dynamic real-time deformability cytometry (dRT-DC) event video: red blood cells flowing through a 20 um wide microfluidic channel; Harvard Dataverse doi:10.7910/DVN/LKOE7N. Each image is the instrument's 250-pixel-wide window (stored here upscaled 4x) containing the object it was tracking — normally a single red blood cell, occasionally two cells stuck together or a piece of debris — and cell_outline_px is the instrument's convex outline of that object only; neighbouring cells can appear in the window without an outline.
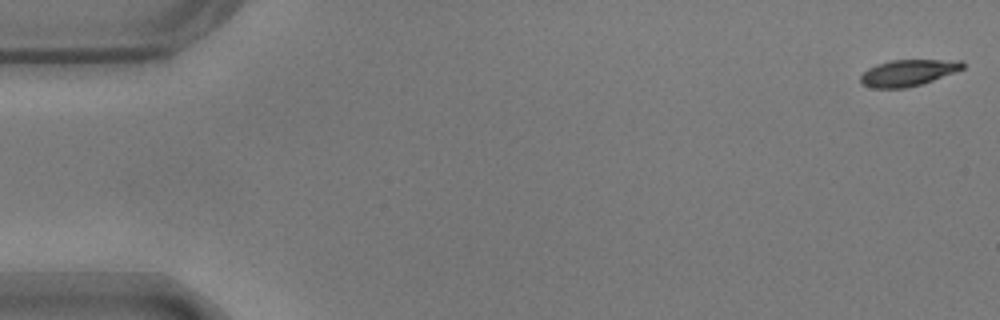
{"species": "common noctule bat (a hibernating species)", "species_latin": "Nyctalus noctula", "temperature_condition": "warm", "stored_images_in_passage": 56, "camera_frame_rate_fps": 3000, "um_per_image_px": 0.085, "animal": {"sex": "male", "body_mass_g": 17.9}, "frame": {"image": 1, "passage_image": 1, "time_ms": 0.0, "image_size_px": [1000, 320], "cell_outline_px": [[964, 68], [932, 80], [908, 88], [872, 88], [864, 84], [860, 80], [860, 76], [868, 68], [876, 64], [892, 60], [964, 60]], "centroid_in_image_um": [77.17, 6.18], "position_along_channel_um": 7.8, "area_um2": 15.55}}
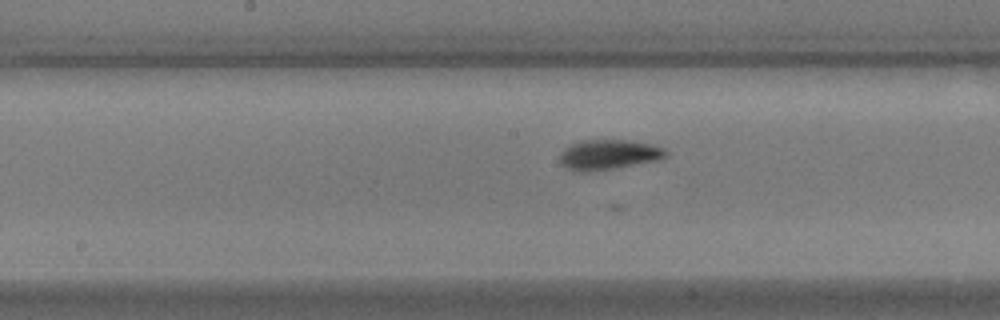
{"frame": {"image": 2, "passage_image": 28, "time_ms": 9.0, "image_size_px": [1000, 320], "cell_outline_px": [[668, 156], [656, 160], [612, 168], [588, 172], [572, 172], [560, 164], [560, 152], [564, 148], [580, 140], [628, 140], [652, 144], [664, 148], [668, 152]], "centroid_in_image_um": [51.68, 13.14], "position_along_channel_um": 196.5, "area_um2": 18.61}}
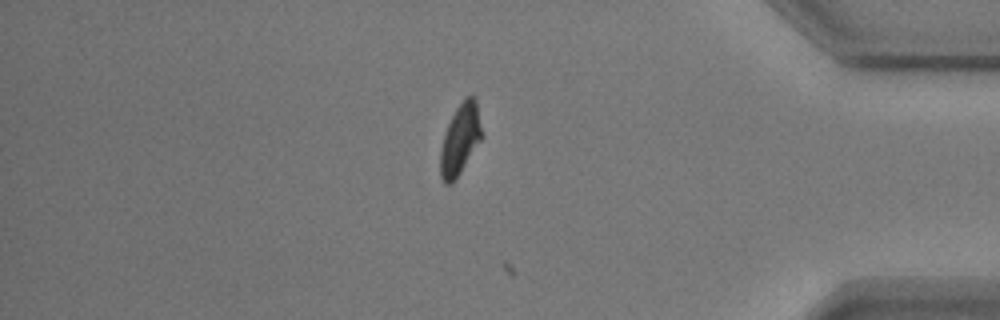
{"frame": {"image": 3, "passage_image": 47, "time_ms": 15.333, "image_size_px": [1000, 320], "cell_outline_px": [[484, 136], [456, 180], [452, 184], [444, 184], [440, 176], [440, 148], [448, 124], [456, 108], [464, 96], [472, 96], [476, 100]], "centroid_in_image_um": [39.13, 11.87], "position_along_channel_um": 396.1, "area_um2": 17.4}}